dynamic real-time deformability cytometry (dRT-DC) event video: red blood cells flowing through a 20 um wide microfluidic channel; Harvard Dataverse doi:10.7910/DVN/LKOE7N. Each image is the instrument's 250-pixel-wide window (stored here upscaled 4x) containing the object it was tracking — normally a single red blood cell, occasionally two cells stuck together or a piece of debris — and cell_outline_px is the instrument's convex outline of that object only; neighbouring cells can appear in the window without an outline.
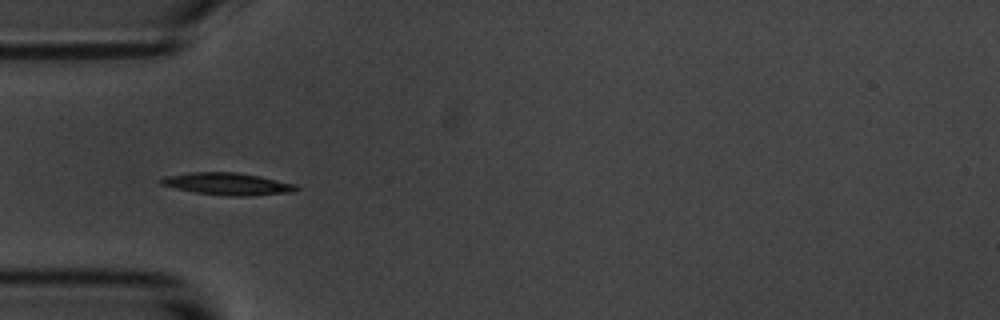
{"species": "common noctule bat (a hibernating species)", "species_latin": "Nyctalus noctula", "temperature_condition": "room temperature", "stored_images_in_passage": 15, "camera_frame_rate_fps": 3000, "um_per_image_px": 0.085, "animal": {"sex": "male", "body_mass_g": 20.1, "forearm_length_mm": 53.5}, "frame": {"image": 1, "passage_image": 5, "time_ms": 5.667, "image_size_px": [1000, 320], "cell_outline_px": [[300, 188], [292, 192], [248, 196], [228, 196], [196, 192], [176, 188], [160, 184], [156, 180], [164, 176], [192, 172], [236, 172], [260, 176], [296, 184]], "centroid_in_image_um": [19.33, 15.62], "position_along_channel_um": 65.7, "area_um2": 17.51}}
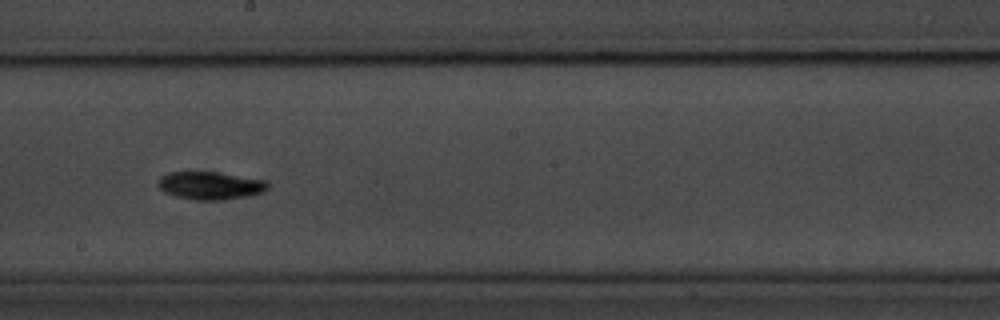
{"frame": {"image": 2, "passage_image": 9, "time_ms": 10.333, "image_size_px": [1000, 320], "cell_outline_px": [[268, 188], [264, 192], [248, 196], [224, 200], [196, 200], [176, 196], [164, 192], [160, 188], [156, 180], [160, 176], [168, 172], [216, 172], [268, 180]], "centroid_in_image_um": [17.88, 15.77], "position_along_channel_um": 230.3, "area_um2": 17.98}}
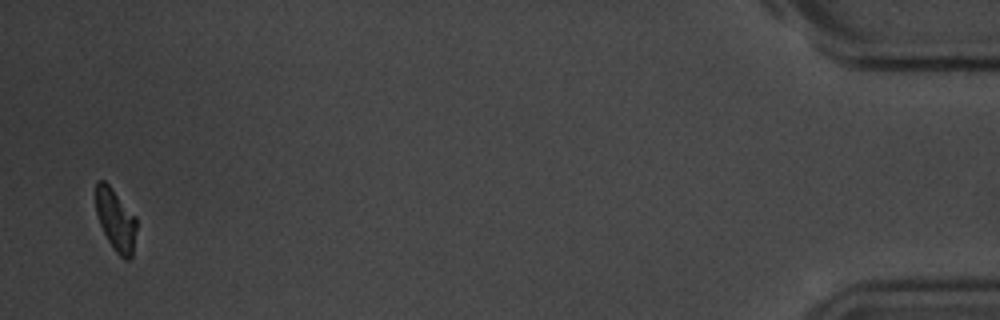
{"frame": {"image": 3, "passage_image": 15, "time_ms": 18.333, "image_size_px": [1000, 320], "cell_outline_px": [[136, 228], [132, 256], [128, 260], [124, 260], [112, 248], [100, 224], [96, 212], [96, 180], [104, 180], [112, 188], [136, 216]], "centroid_in_image_um": [9.84, 18.69], "position_along_channel_um": 425.4, "area_um2": 14.68}, "authors_computed_cell_mechanics": {"area_um2": 16.5308, "velocity_mm_per_s": 3.5289, "shape_relaxation_time_tau1_ms": 2.1951, "shape_relaxation_time_tau2_ms": 11.2682, "deformation_change_tau1": 0.0951, "deformation_change_tau2": 0.1514}}